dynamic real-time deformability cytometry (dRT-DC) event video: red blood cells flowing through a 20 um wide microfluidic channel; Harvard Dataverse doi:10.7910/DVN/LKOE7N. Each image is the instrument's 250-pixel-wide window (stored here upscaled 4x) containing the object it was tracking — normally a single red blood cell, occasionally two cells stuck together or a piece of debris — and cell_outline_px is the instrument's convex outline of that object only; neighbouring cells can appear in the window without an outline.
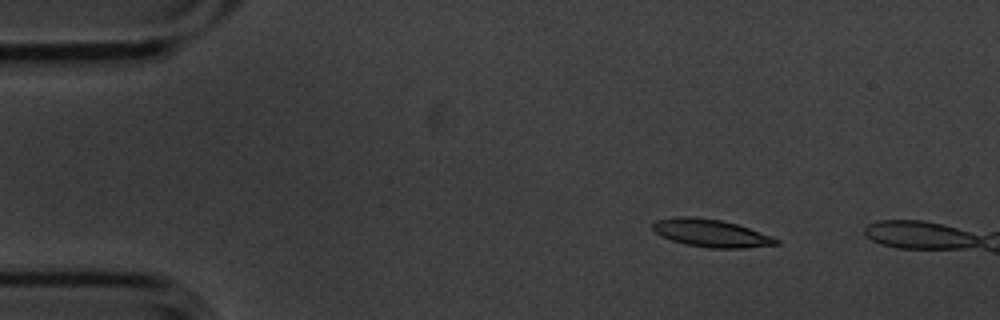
{"species": "common noctule bat (a hibernating species)", "species_latin": "Nyctalus noctula", "temperature_condition": "cold", "stored_images_in_passage": 5, "camera_frame_rate_fps": 3000, "um_per_image_px": 0.085, "animal": {"sex": "male", "body_mass_g": 20.1, "forearm_length_mm": 53.5}, "frame": {"image": 1, "passage_image": 3, "time_ms": 0.667, "image_size_px": [1000, 320], "cell_outline_px": [[780, 244], [744, 248], [708, 248], [684, 244], [660, 236], [652, 228], [652, 224], [656, 220], [676, 216], [692, 216], [720, 220], [736, 224], [772, 236], [780, 240]], "centroid_in_image_um": [60.42, 19.82], "position_along_channel_um": 24.6, "area_um2": 19.94}}